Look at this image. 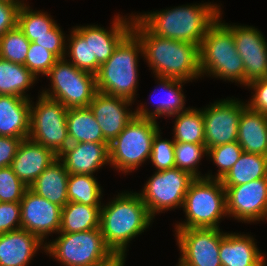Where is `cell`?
<instances>
[{
    "label": "cell",
    "instance_id": "cell-24",
    "mask_svg": "<svg viewBox=\"0 0 267 266\" xmlns=\"http://www.w3.org/2000/svg\"><path fill=\"white\" fill-rule=\"evenodd\" d=\"M156 78V80H160L158 82L159 87L161 88L159 93L162 92L164 94H162L160 100L156 101V105L155 102H153V104L155 105L153 111H150L147 106L145 107V105H142L141 103V105L135 110V116L155 120L159 118V116L163 115L173 118L174 115H177L180 112L186 111L190 108L185 107L186 99L182 90L183 85L186 83V81L164 77ZM153 99H155V97Z\"/></svg>",
    "mask_w": 267,
    "mask_h": 266
},
{
    "label": "cell",
    "instance_id": "cell-30",
    "mask_svg": "<svg viewBox=\"0 0 267 266\" xmlns=\"http://www.w3.org/2000/svg\"><path fill=\"white\" fill-rule=\"evenodd\" d=\"M37 78L22 64L0 58V95L30 99L26 92Z\"/></svg>",
    "mask_w": 267,
    "mask_h": 266
},
{
    "label": "cell",
    "instance_id": "cell-7",
    "mask_svg": "<svg viewBox=\"0 0 267 266\" xmlns=\"http://www.w3.org/2000/svg\"><path fill=\"white\" fill-rule=\"evenodd\" d=\"M156 121L135 116L109 144L110 166L127 174L149 159L154 136L160 130Z\"/></svg>",
    "mask_w": 267,
    "mask_h": 266
},
{
    "label": "cell",
    "instance_id": "cell-27",
    "mask_svg": "<svg viewBox=\"0 0 267 266\" xmlns=\"http://www.w3.org/2000/svg\"><path fill=\"white\" fill-rule=\"evenodd\" d=\"M67 130L70 143H107L89 107L67 109Z\"/></svg>",
    "mask_w": 267,
    "mask_h": 266
},
{
    "label": "cell",
    "instance_id": "cell-45",
    "mask_svg": "<svg viewBox=\"0 0 267 266\" xmlns=\"http://www.w3.org/2000/svg\"><path fill=\"white\" fill-rule=\"evenodd\" d=\"M23 138L0 136V168L9 167Z\"/></svg>",
    "mask_w": 267,
    "mask_h": 266
},
{
    "label": "cell",
    "instance_id": "cell-13",
    "mask_svg": "<svg viewBox=\"0 0 267 266\" xmlns=\"http://www.w3.org/2000/svg\"><path fill=\"white\" fill-rule=\"evenodd\" d=\"M182 259L190 266H222L219 258L221 238L225 235L217 228L175 229Z\"/></svg>",
    "mask_w": 267,
    "mask_h": 266
},
{
    "label": "cell",
    "instance_id": "cell-16",
    "mask_svg": "<svg viewBox=\"0 0 267 266\" xmlns=\"http://www.w3.org/2000/svg\"><path fill=\"white\" fill-rule=\"evenodd\" d=\"M21 204V228L36 235L43 243L48 234L59 233L62 207L38 196L29 188Z\"/></svg>",
    "mask_w": 267,
    "mask_h": 266
},
{
    "label": "cell",
    "instance_id": "cell-18",
    "mask_svg": "<svg viewBox=\"0 0 267 266\" xmlns=\"http://www.w3.org/2000/svg\"><path fill=\"white\" fill-rule=\"evenodd\" d=\"M129 18L118 14L109 31L94 24L74 27L83 38H90L91 60H97L102 65L111 57L118 44L132 31L134 16Z\"/></svg>",
    "mask_w": 267,
    "mask_h": 266
},
{
    "label": "cell",
    "instance_id": "cell-23",
    "mask_svg": "<svg viewBox=\"0 0 267 266\" xmlns=\"http://www.w3.org/2000/svg\"><path fill=\"white\" fill-rule=\"evenodd\" d=\"M30 133V99L0 95V136L26 139Z\"/></svg>",
    "mask_w": 267,
    "mask_h": 266
},
{
    "label": "cell",
    "instance_id": "cell-36",
    "mask_svg": "<svg viewBox=\"0 0 267 266\" xmlns=\"http://www.w3.org/2000/svg\"><path fill=\"white\" fill-rule=\"evenodd\" d=\"M175 168L187 171L195 178H203L197 166L204 154L207 156L205 144L175 142Z\"/></svg>",
    "mask_w": 267,
    "mask_h": 266
},
{
    "label": "cell",
    "instance_id": "cell-9",
    "mask_svg": "<svg viewBox=\"0 0 267 266\" xmlns=\"http://www.w3.org/2000/svg\"><path fill=\"white\" fill-rule=\"evenodd\" d=\"M45 76L50 78L51 89L40 93L67 108L88 107L98 92L96 75L78 69L65 58L58 59Z\"/></svg>",
    "mask_w": 267,
    "mask_h": 266
},
{
    "label": "cell",
    "instance_id": "cell-31",
    "mask_svg": "<svg viewBox=\"0 0 267 266\" xmlns=\"http://www.w3.org/2000/svg\"><path fill=\"white\" fill-rule=\"evenodd\" d=\"M175 116L173 140L175 142L205 144V127L202 109L189 108Z\"/></svg>",
    "mask_w": 267,
    "mask_h": 266
},
{
    "label": "cell",
    "instance_id": "cell-10",
    "mask_svg": "<svg viewBox=\"0 0 267 266\" xmlns=\"http://www.w3.org/2000/svg\"><path fill=\"white\" fill-rule=\"evenodd\" d=\"M67 107L42 94L34 105L30 100L29 139L52 150L57 156L70 144Z\"/></svg>",
    "mask_w": 267,
    "mask_h": 266
},
{
    "label": "cell",
    "instance_id": "cell-42",
    "mask_svg": "<svg viewBox=\"0 0 267 266\" xmlns=\"http://www.w3.org/2000/svg\"><path fill=\"white\" fill-rule=\"evenodd\" d=\"M66 38L62 29L56 24L47 35L37 37L34 43L46 48V50L54 53L59 59H62L66 58Z\"/></svg>",
    "mask_w": 267,
    "mask_h": 266
},
{
    "label": "cell",
    "instance_id": "cell-5",
    "mask_svg": "<svg viewBox=\"0 0 267 266\" xmlns=\"http://www.w3.org/2000/svg\"><path fill=\"white\" fill-rule=\"evenodd\" d=\"M218 19L208 28L199 47L201 76L244 85V64L236 50L232 31ZM208 74V75H207Z\"/></svg>",
    "mask_w": 267,
    "mask_h": 266
},
{
    "label": "cell",
    "instance_id": "cell-15",
    "mask_svg": "<svg viewBox=\"0 0 267 266\" xmlns=\"http://www.w3.org/2000/svg\"><path fill=\"white\" fill-rule=\"evenodd\" d=\"M233 33L236 50L244 64V86L267 77V42L253 26L224 23Z\"/></svg>",
    "mask_w": 267,
    "mask_h": 266
},
{
    "label": "cell",
    "instance_id": "cell-17",
    "mask_svg": "<svg viewBox=\"0 0 267 266\" xmlns=\"http://www.w3.org/2000/svg\"><path fill=\"white\" fill-rule=\"evenodd\" d=\"M133 103L129 99L107 95L98 91L88 105L99 123L104 139L108 144L135 117V111L127 108Z\"/></svg>",
    "mask_w": 267,
    "mask_h": 266
},
{
    "label": "cell",
    "instance_id": "cell-22",
    "mask_svg": "<svg viewBox=\"0 0 267 266\" xmlns=\"http://www.w3.org/2000/svg\"><path fill=\"white\" fill-rule=\"evenodd\" d=\"M254 239L249 235L226 232L219 247L222 266H261L266 257L260 253Z\"/></svg>",
    "mask_w": 267,
    "mask_h": 266
},
{
    "label": "cell",
    "instance_id": "cell-46",
    "mask_svg": "<svg viewBox=\"0 0 267 266\" xmlns=\"http://www.w3.org/2000/svg\"><path fill=\"white\" fill-rule=\"evenodd\" d=\"M126 254H115L106 262L97 266H124Z\"/></svg>",
    "mask_w": 267,
    "mask_h": 266
},
{
    "label": "cell",
    "instance_id": "cell-6",
    "mask_svg": "<svg viewBox=\"0 0 267 266\" xmlns=\"http://www.w3.org/2000/svg\"><path fill=\"white\" fill-rule=\"evenodd\" d=\"M183 211L186 219L177 223L175 229H219V221L227 216L226 193L221 180L195 178L185 195Z\"/></svg>",
    "mask_w": 267,
    "mask_h": 266
},
{
    "label": "cell",
    "instance_id": "cell-4",
    "mask_svg": "<svg viewBox=\"0 0 267 266\" xmlns=\"http://www.w3.org/2000/svg\"><path fill=\"white\" fill-rule=\"evenodd\" d=\"M143 56L139 38L131 31L115 48L96 74L97 90L134 102L138 87V59Z\"/></svg>",
    "mask_w": 267,
    "mask_h": 266
},
{
    "label": "cell",
    "instance_id": "cell-47",
    "mask_svg": "<svg viewBox=\"0 0 267 266\" xmlns=\"http://www.w3.org/2000/svg\"><path fill=\"white\" fill-rule=\"evenodd\" d=\"M176 266H190V265L186 264L182 259L179 258L178 265Z\"/></svg>",
    "mask_w": 267,
    "mask_h": 266
},
{
    "label": "cell",
    "instance_id": "cell-19",
    "mask_svg": "<svg viewBox=\"0 0 267 266\" xmlns=\"http://www.w3.org/2000/svg\"><path fill=\"white\" fill-rule=\"evenodd\" d=\"M58 158L64 163L69 175H93L102 166L110 164L109 144L96 142L70 143L58 155Z\"/></svg>",
    "mask_w": 267,
    "mask_h": 266
},
{
    "label": "cell",
    "instance_id": "cell-28",
    "mask_svg": "<svg viewBox=\"0 0 267 266\" xmlns=\"http://www.w3.org/2000/svg\"><path fill=\"white\" fill-rule=\"evenodd\" d=\"M101 206L68 202L61 210L59 233H77L100 228Z\"/></svg>",
    "mask_w": 267,
    "mask_h": 266
},
{
    "label": "cell",
    "instance_id": "cell-48",
    "mask_svg": "<svg viewBox=\"0 0 267 266\" xmlns=\"http://www.w3.org/2000/svg\"><path fill=\"white\" fill-rule=\"evenodd\" d=\"M0 1H9L13 3H25L24 0H0Z\"/></svg>",
    "mask_w": 267,
    "mask_h": 266
},
{
    "label": "cell",
    "instance_id": "cell-35",
    "mask_svg": "<svg viewBox=\"0 0 267 266\" xmlns=\"http://www.w3.org/2000/svg\"><path fill=\"white\" fill-rule=\"evenodd\" d=\"M29 46L30 41L16 26L0 37V58L24 65Z\"/></svg>",
    "mask_w": 267,
    "mask_h": 266
},
{
    "label": "cell",
    "instance_id": "cell-34",
    "mask_svg": "<svg viewBox=\"0 0 267 266\" xmlns=\"http://www.w3.org/2000/svg\"><path fill=\"white\" fill-rule=\"evenodd\" d=\"M69 36L65 52V56L70 57L69 62L80 70L96 75L101 65L97 60H91L90 38H83L74 28Z\"/></svg>",
    "mask_w": 267,
    "mask_h": 266
},
{
    "label": "cell",
    "instance_id": "cell-40",
    "mask_svg": "<svg viewBox=\"0 0 267 266\" xmlns=\"http://www.w3.org/2000/svg\"><path fill=\"white\" fill-rule=\"evenodd\" d=\"M27 189L10 166L0 168V202H20Z\"/></svg>",
    "mask_w": 267,
    "mask_h": 266
},
{
    "label": "cell",
    "instance_id": "cell-32",
    "mask_svg": "<svg viewBox=\"0 0 267 266\" xmlns=\"http://www.w3.org/2000/svg\"><path fill=\"white\" fill-rule=\"evenodd\" d=\"M101 186L94 175L71 174L67 184L68 202H76L89 206H102Z\"/></svg>",
    "mask_w": 267,
    "mask_h": 266
},
{
    "label": "cell",
    "instance_id": "cell-43",
    "mask_svg": "<svg viewBox=\"0 0 267 266\" xmlns=\"http://www.w3.org/2000/svg\"><path fill=\"white\" fill-rule=\"evenodd\" d=\"M252 89L253 96L246 105L254 111L267 115V77L251 82L247 85Z\"/></svg>",
    "mask_w": 267,
    "mask_h": 266
},
{
    "label": "cell",
    "instance_id": "cell-20",
    "mask_svg": "<svg viewBox=\"0 0 267 266\" xmlns=\"http://www.w3.org/2000/svg\"><path fill=\"white\" fill-rule=\"evenodd\" d=\"M57 158L58 156L49 148L26 138L21 141L10 167L29 188Z\"/></svg>",
    "mask_w": 267,
    "mask_h": 266
},
{
    "label": "cell",
    "instance_id": "cell-3",
    "mask_svg": "<svg viewBox=\"0 0 267 266\" xmlns=\"http://www.w3.org/2000/svg\"><path fill=\"white\" fill-rule=\"evenodd\" d=\"M152 220L137 192L124 191L100 208V229L114 254H127L130 241L146 231Z\"/></svg>",
    "mask_w": 267,
    "mask_h": 266
},
{
    "label": "cell",
    "instance_id": "cell-37",
    "mask_svg": "<svg viewBox=\"0 0 267 266\" xmlns=\"http://www.w3.org/2000/svg\"><path fill=\"white\" fill-rule=\"evenodd\" d=\"M242 153L243 149L237 141L208 148L207 157H210L213 160V163L218 167V173H216V175L208 173L205 177L221 180L238 161Z\"/></svg>",
    "mask_w": 267,
    "mask_h": 266
},
{
    "label": "cell",
    "instance_id": "cell-21",
    "mask_svg": "<svg viewBox=\"0 0 267 266\" xmlns=\"http://www.w3.org/2000/svg\"><path fill=\"white\" fill-rule=\"evenodd\" d=\"M39 248L45 243L25 229L0 234V266H28Z\"/></svg>",
    "mask_w": 267,
    "mask_h": 266
},
{
    "label": "cell",
    "instance_id": "cell-29",
    "mask_svg": "<svg viewBox=\"0 0 267 266\" xmlns=\"http://www.w3.org/2000/svg\"><path fill=\"white\" fill-rule=\"evenodd\" d=\"M267 177V156L243 152L221 179L223 186H238Z\"/></svg>",
    "mask_w": 267,
    "mask_h": 266
},
{
    "label": "cell",
    "instance_id": "cell-41",
    "mask_svg": "<svg viewBox=\"0 0 267 266\" xmlns=\"http://www.w3.org/2000/svg\"><path fill=\"white\" fill-rule=\"evenodd\" d=\"M21 228L20 202H0V234Z\"/></svg>",
    "mask_w": 267,
    "mask_h": 266
},
{
    "label": "cell",
    "instance_id": "cell-8",
    "mask_svg": "<svg viewBox=\"0 0 267 266\" xmlns=\"http://www.w3.org/2000/svg\"><path fill=\"white\" fill-rule=\"evenodd\" d=\"M58 234L52 242L45 241L44 251L62 266H97L115 255L106 245L100 228Z\"/></svg>",
    "mask_w": 267,
    "mask_h": 266
},
{
    "label": "cell",
    "instance_id": "cell-44",
    "mask_svg": "<svg viewBox=\"0 0 267 266\" xmlns=\"http://www.w3.org/2000/svg\"><path fill=\"white\" fill-rule=\"evenodd\" d=\"M22 4L0 1V37L17 26L18 11Z\"/></svg>",
    "mask_w": 267,
    "mask_h": 266
},
{
    "label": "cell",
    "instance_id": "cell-1",
    "mask_svg": "<svg viewBox=\"0 0 267 266\" xmlns=\"http://www.w3.org/2000/svg\"><path fill=\"white\" fill-rule=\"evenodd\" d=\"M132 32L143 47V57L154 76L191 81L201 77L199 46L152 34L135 16Z\"/></svg>",
    "mask_w": 267,
    "mask_h": 266
},
{
    "label": "cell",
    "instance_id": "cell-2",
    "mask_svg": "<svg viewBox=\"0 0 267 266\" xmlns=\"http://www.w3.org/2000/svg\"><path fill=\"white\" fill-rule=\"evenodd\" d=\"M220 5L200 3L134 15L152 34L200 47L208 28L218 19Z\"/></svg>",
    "mask_w": 267,
    "mask_h": 266
},
{
    "label": "cell",
    "instance_id": "cell-26",
    "mask_svg": "<svg viewBox=\"0 0 267 266\" xmlns=\"http://www.w3.org/2000/svg\"><path fill=\"white\" fill-rule=\"evenodd\" d=\"M68 179L69 173L64 163L57 158L39 175L29 189L63 208L68 203Z\"/></svg>",
    "mask_w": 267,
    "mask_h": 266
},
{
    "label": "cell",
    "instance_id": "cell-25",
    "mask_svg": "<svg viewBox=\"0 0 267 266\" xmlns=\"http://www.w3.org/2000/svg\"><path fill=\"white\" fill-rule=\"evenodd\" d=\"M237 142L243 152L267 156V115L245 105L239 120Z\"/></svg>",
    "mask_w": 267,
    "mask_h": 266
},
{
    "label": "cell",
    "instance_id": "cell-33",
    "mask_svg": "<svg viewBox=\"0 0 267 266\" xmlns=\"http://www.w3.org/2000/svg\"><path fill=\"white\" fill-rule=\"evenodd\" d=\"M56 24L47 12L33 11L26 3L19 8L17 26L30 42H34L37 37L47 35Z\"/></svg>",
    "mask_w": 267,
    "mask_h": 266
},
{
    "label": "cell",
    "instance_id": "cell-14",
    "mask_svg": "<svg viewBox=\"0 0 267 266\" xmlns=\"http://www.w3.org/2000/svg\"><path fill=\"white\" fill-rule=\"evenodd\" d=\"M224 188L228 217L242 223L267 220V177Z\"/></svg>",
    "mask_w": 267,
    "mask_h": 266
},
{
    "label": "cell",
    "instance_id": "cell-11",
    "mask_svg": "<svg viewBox=\"0 0 267 266\" xmlns=\"http://www.w3.org/2000/svg\"><path fill=\"white\" fill-rule=\"evenodd\" d=\"M154 173L138 193L153 218L156 213L182 208L189 186L195 179L190 173L179 168Z\"/></svg>",
    "mask_w": 267,
    "mask_h": 266
},
{
    "label": "cell",
    "instance_id": "cell-39",
    "mask_svg": "<svg viewBox=\"0 0 267 266\" xmlns=\"http://www.w3.org/2000/svg\"><path fill=\"white\" fill-rule=\"evenodd\" d=\"M159 130L153 139L152 150L149 160L157 169L156 171L175 168V141L162 139Z\"/></svg>",
    "mask_w": 267,
    "mask_h": 266
},
{
    "label": "cell",
    "instance_id": "cell-38",
    "mask_svg": "<svg viewBox=\"0 0 267 266\" xmlns=\"http://www.w3.org/2000/svg\"><path fill=\"white\" fill-rule=\"evenodd\" d=\"M59 58L46 48L30 42L24 66L36 77L46 75Z\"/></svg>",
    "mask_w": 267,
    "mask_h": 266
},
{
    "label": "cell",
    "instance_id": "cell-12",
    "mask_svg": "<svg viewBox=\"0 0 267 266\" xmlns=\"http://www.w3.org/2000/svg\"><path fill=\"white\" fill-rule=\"evenodd\" d=\"M245 105L237 98H226L202 108L207 149L237 141L239 120Z\"/></svg>",
    "mask_w": 267,
    "mask_h": 266
}]
</instances>
